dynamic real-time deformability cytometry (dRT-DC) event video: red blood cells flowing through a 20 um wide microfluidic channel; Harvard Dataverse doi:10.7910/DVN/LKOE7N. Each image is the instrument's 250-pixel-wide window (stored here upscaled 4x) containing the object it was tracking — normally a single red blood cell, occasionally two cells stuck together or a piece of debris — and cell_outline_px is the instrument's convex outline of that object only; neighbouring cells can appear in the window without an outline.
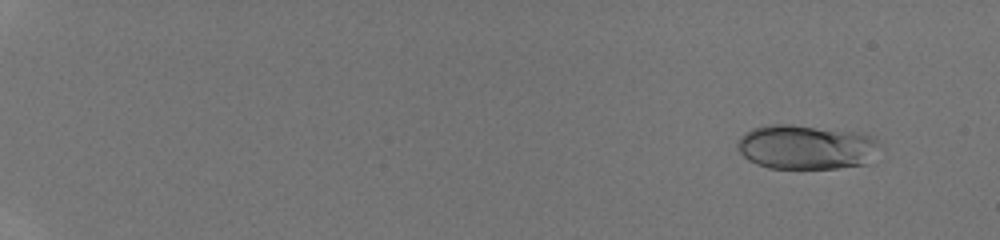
{"species": "human", "species_latin": "Homo sapiens", "temperature_condition": "room temperature", "stored_images_in_passage": 46, "camera_frame_rate_fps": 3000, "um_per_image_px": 0.085, "donor": {"sex": "male"}, "frame": {"image": 1, "passage_image": 4, "time_ms": 1.0, "image_size_px": [1000, 240], "cell_outline_px": [[884, 148], [864, 164], [836, 168], [768, 168], [756, 164], [748, 160], [736, 148], [736, 140], [744, 132], [752, 128], [768, 124], [792, 124], [856, 132], [872, 136]], "centroid_in_image_um": [68.5, 12.49], "position_along_channel_um": 16.5, "area_um2": 37.34}}
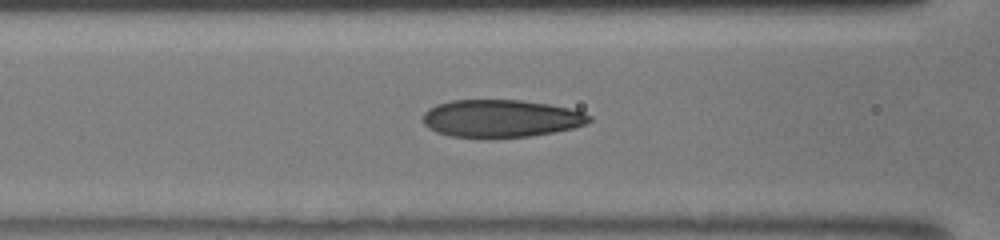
{"frame": {"image": 2, "passage_image": 23, "time_ms": 7.333, "image_size_px": [1000, 240], "cell_outline_px": [[592, 120], [584, 124], [572, 128], [552, 132], [528, 136], [492, 140], [452, 136], [436, 132], [428, 128], [424, 124], [424, 112], [428, 108], [436, 104], [452, 100], [520, 100], [548, 104], [568, 108], [584, 112], [592, 116]], "centroid_in_image_um": [42.55, 10.09], "position_along_channel_um": 124.1, "area_um2": 36.93}}
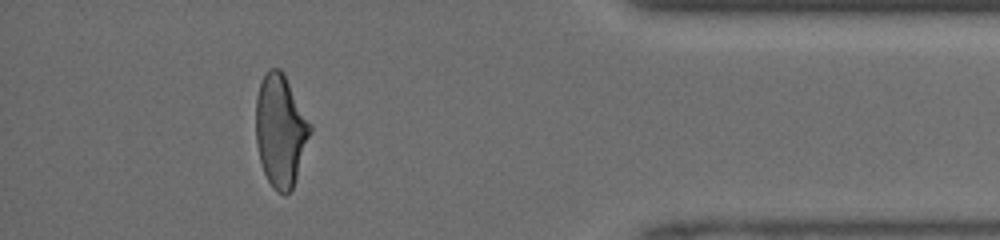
{"frame": {"image": 3, "passage_image": 43, "time_ms": 14.0, "image_size_px": [1000, 240], "cell_outline_px": [[312, 128], [292, 188], [284, 196], [276, 192], [272, 188], [264, 172], [260, 160], [256, 144], [256, 96], [264, 72], [268, 68], [280, 68], [284, 72], [312, 124]], "centroid_in_image_um": [23.83, 11.05], "position_along_channel_um": 411.4, "area_um2": 35.6}}